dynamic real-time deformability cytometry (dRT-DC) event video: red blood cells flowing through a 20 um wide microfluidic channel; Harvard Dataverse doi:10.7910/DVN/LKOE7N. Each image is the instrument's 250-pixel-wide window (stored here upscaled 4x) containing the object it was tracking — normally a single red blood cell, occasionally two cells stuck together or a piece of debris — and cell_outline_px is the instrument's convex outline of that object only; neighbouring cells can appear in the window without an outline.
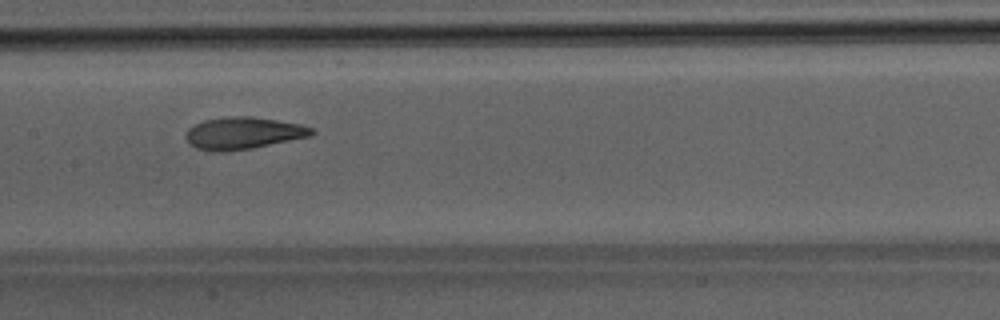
{"species": "Egyptian fruit bat (a non-hibernating species)", "species_latin": "Rousettus aegyptiacus", "temperature_condition": "room temperature", "stored_images_in_passage": 38, "camera_frame_rate_fps": 3000, "um_per_image_px": 0.085, "animal": {"sex": "male"}, "frame": {"image": 1, "passage_image": 14, "time_ms": 4.333, "image_size_px": [1000, 320], "cell_outline_px": [[316, 132], [308, 136], [252, 148], [224, 152], [216, 152], [196, 148], [184, 136], [188, 128], [204, 120], [232, 116], [252, 116], [300, 124], [312, 128]], "centroid_in_image_um": [20.65, 11.31], "position_along_channel_um": 186.8, "area_um2": 23.24}}
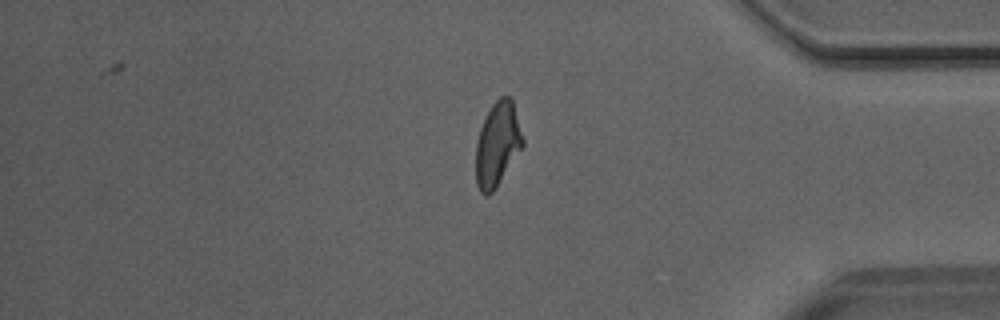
{"frame": {"image": 2, "passage_image": 30, "time_ms": 9.667, "image_size_px": [1000, 320], "cell_outline_px": [[524, 144], [492, 192], [488, 196], [484, 196], [480, 192], [476, 184], [476, 144], [480, 128], [492, 104], [500, 96], [508, 96], [512, 100], [524, 140]], "centroid_in_image_um": [42.26, 12.27], "position_along_channel_um": 392.9, "area_um2": 22.6}}
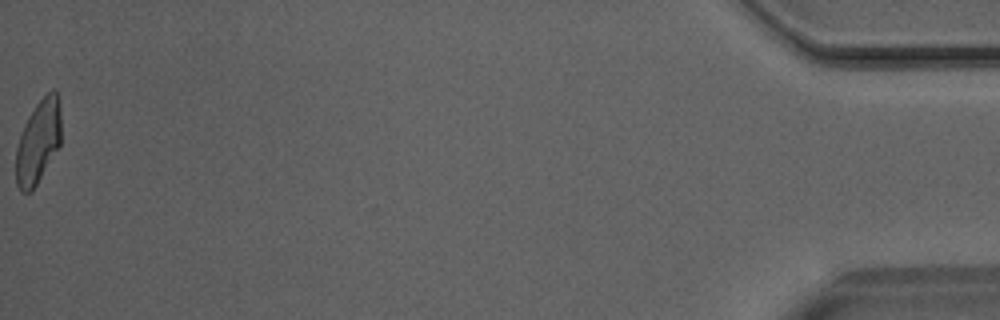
{"frame": {"image": 3, "passage_image": 38, "time_ms": 12.333, "image_size_px": [1000, 320], "cell_outline_px": [[60, 144], [32, 192], [20, 192], [16, 184], [16, 148], [24, 124], [28, 116], [36, 104], [52, 88], [56, 88], [60, 112]], "centroid_in_image_um": [3.23, 12.05], "position_along_channel_um": 432.0, "area_um2": 21.85}}